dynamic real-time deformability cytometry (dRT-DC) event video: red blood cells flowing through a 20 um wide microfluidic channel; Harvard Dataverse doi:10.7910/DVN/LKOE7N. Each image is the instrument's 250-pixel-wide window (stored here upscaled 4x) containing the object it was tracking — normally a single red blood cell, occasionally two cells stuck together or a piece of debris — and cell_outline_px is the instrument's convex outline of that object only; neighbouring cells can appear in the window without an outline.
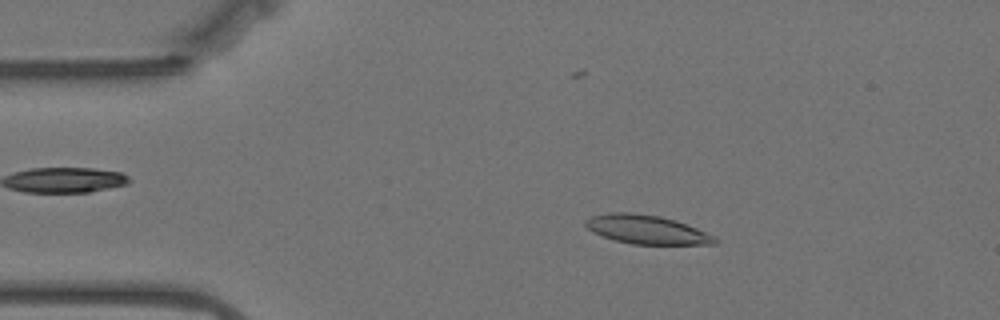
{"species": "Egyptian fruit bat (a non-hibernating species)", "species_latin": "Rousettus aegyptiacus", "temperature_condition": "warm", "stored_images_in_passage": 50, "camera_frame_rate_fps": 3000, "um_per_image_px": 0.085, "animal": {"sex": "female"}, "frame": {"image": 1, "passage_image": 2, "time_ms": 0.333, "image_size_px": [1000, 320], "cell_outline_px": [[720, 240], [716, 244], [632, 244], [616, 240], [604, 236], [588, 228], [584, 224], [584, 220], [592, 216], [608, 212], [632, 212], [660, 216], [676, 220], [716, 236]], "centroid_in_image_um": [55.0, 19.5], "position_along_channel_um": 30.0, "area_um2": 21.68}}
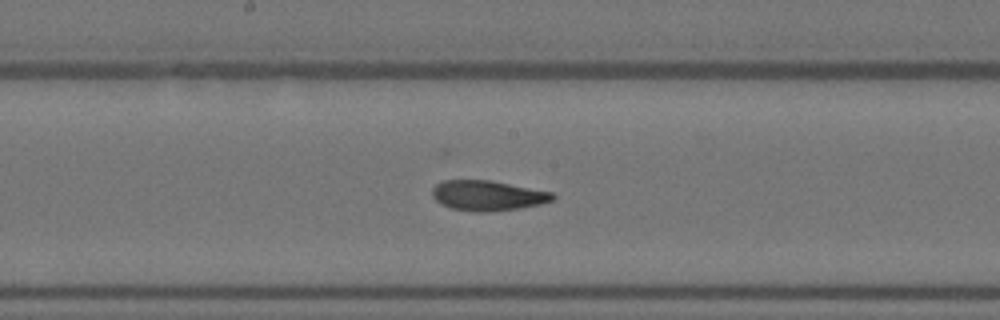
{"frame": {"image": 2, "passage_image": 21, "time_ms": 6.667, "image_size_px": [1000, 320], "cell_outline_px": [[556, 196], [552, 200], [540, 204], [520, 208], [484, 212], [476, 212], [452, 208], [436, 200], [432, 196], [432, 188], [436, 184], [444, 180], [492, 180], [552, 192]], "centroid_in_image_um": [41.46, 16.61], "position_along_channel_um": 206.7, "area_um2": 21.04}}
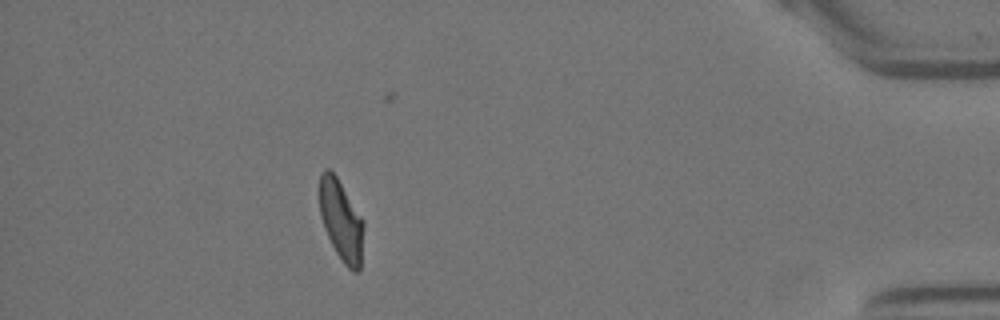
{"frame": {"image": 3, "passage_image": 43, "time_ms": 14.0, "image_size_px": [1000, 320], "cell_outline_px": [[364, 228], [360, 272], [352, 272], [344, 264], [336, 252], [324, 228], [320, 216], [320, 172], [324, 168], [328, 168], [336, 176], [364, 220]], "centroid_in_image_um": [29.01, 18.76], "position_along_channel_um": 406.2, "area_um2": 20.81}, "authors_computed_cell_mechanics": {"area_um2": 21.2993, "velocity_mm_per_s": 3.4813, "shape_relaxation_time_tau1_ms": 5.6433, "shape_relaxation_time_tau2_ms": 2.4494, "deformation_change_tau1": 0.2039, "deformation_change_tau2": 0.0953}}